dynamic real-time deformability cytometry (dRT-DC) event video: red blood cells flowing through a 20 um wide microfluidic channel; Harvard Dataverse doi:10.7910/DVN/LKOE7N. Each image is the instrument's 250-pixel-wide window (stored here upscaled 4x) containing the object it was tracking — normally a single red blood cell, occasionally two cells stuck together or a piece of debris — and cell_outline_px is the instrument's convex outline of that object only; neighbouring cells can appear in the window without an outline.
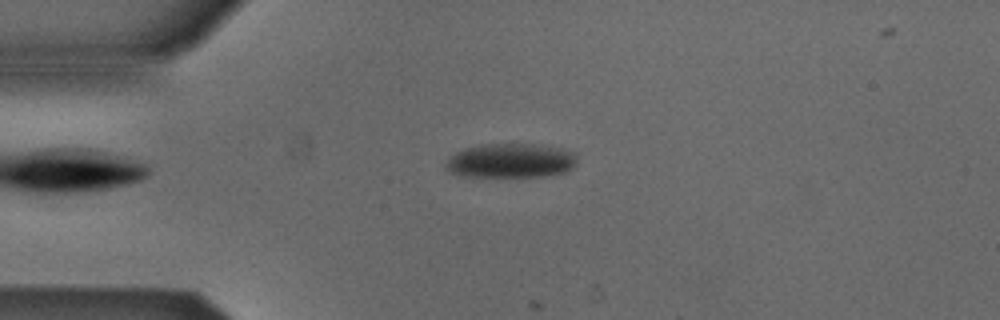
{"species": "Egyptian fruit bat (a non-hibernating species)", "species_latin": "Rousettus aegyptiacus", "temperature_condition": "cold", "stored_images_in_passage": 6, "camera_frame_rate_fps": 3000, "um_per_image_px": 0.085, "animal": {"sex": "male"}, "frame": {"image": 1, "passage_image": 1, "time_ms": 0.0, "image_size_px": [1000, 320], "cell_outline_px": [[576, 160], [572, 168], [564, 172], [540, 176], [468, 176], [448, 172], [444, 168], [444, 164], [448, 156], [464, 148], [480, 144], [536, 144], [560, 148], [576, 152]], "centroid_in_image_um": [43.36, 13.64], "position_along_channel_um": 41.6, "area_um2": 26.36}}